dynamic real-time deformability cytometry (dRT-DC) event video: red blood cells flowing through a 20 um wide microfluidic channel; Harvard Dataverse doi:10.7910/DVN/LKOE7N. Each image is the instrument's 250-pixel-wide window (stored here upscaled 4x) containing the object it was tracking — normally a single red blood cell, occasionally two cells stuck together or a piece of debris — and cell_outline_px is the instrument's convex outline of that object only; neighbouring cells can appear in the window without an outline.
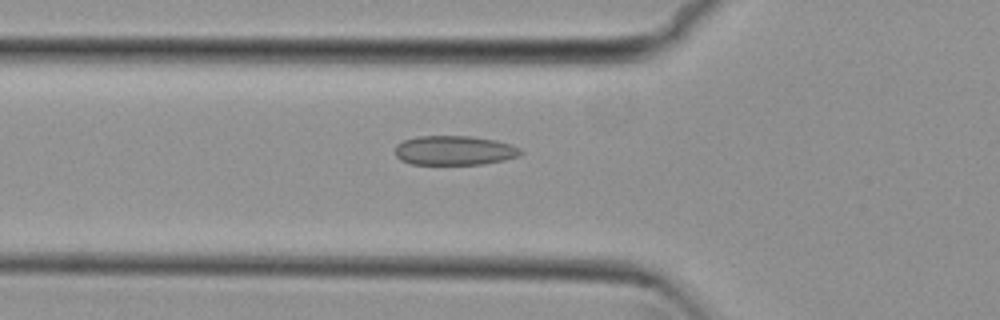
{"species": "common noctule bat (a hibernating species)", "species_latin": "Nyctalus noctula", "temperature_condition": "cold", "stored_images_in_passage": 47, "camera_frame_rate_fps": 3000, "um_per_image_px": 0.085, "animal": {"sex": "female", "body_mass_g": 29.2, "forearm_length_mm": 56.3}, "frame": {"image": 1, "passage_image": 12, "time_ms": 3.667, "image_size_px": [1000, 320], "cell_outline_px": [[524, 152], [520, 156], [504, 160], [480, 164], [412, 164], [400, 160], [396, 156], [396, 144], [404, 140], [420, 136], [472, 136], [496, 140], [520, 148]], "centroid_in_image_um": [38.63, 12.78], "position_along_channel_um": 87.2, "area_um2": 21.5}}
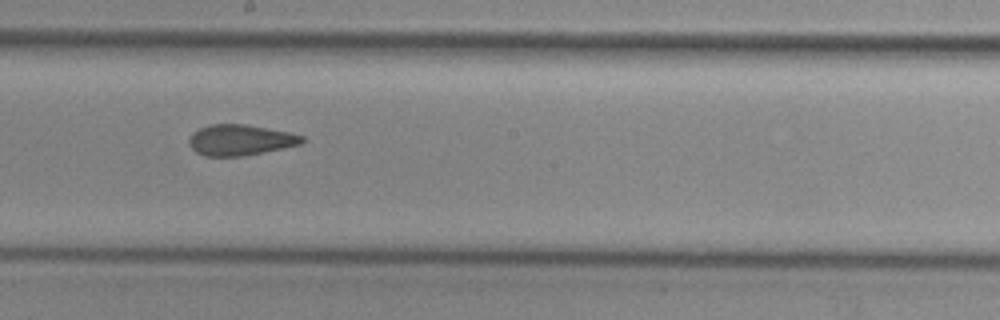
{"frame": {"image": 2, "passage_image": 23, "time_ms": 7.333, "image_size_px": [1000, 320], "cell_outline_px": [[304, 140], [300, 144], [244, 156], [204, 156], [196, 152], [188, 144], [188, 140], [200, 128], [208, 124], [244, 124], [288, 132], [304, 136]], "centroid_in_image_um": [20.4, 11.9], "position_along_channel_um": 227.8, "area_um2": 20.0}}
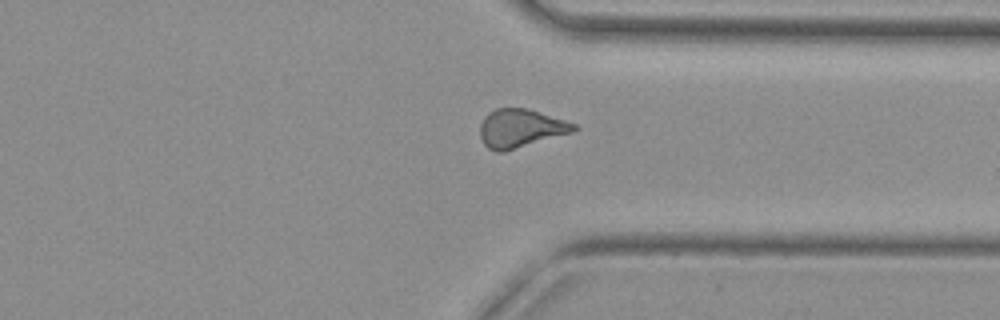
{"frame": {"image": 3, "passage_image": 34, "time_ms": 11.0, "image_size_px": [1000, 320], "cell_outline_px": [[580, 128], [572, 132], [504, 152], [496, 152], [488, 148], [484, 144], [480, 136], [480, 124], [484, 116], [488, 112], [496, 108], [524, 108], [564, 120], [576, 124]], "centroid_in_image_um": [44.21, 10.91], "position_along_channel_um": 367.2, "area_um2": 20.87}, "authors_computed_cell_mechanics": {"area_um2": 20.8658, "velocity_mm_per_s": 3.8207, "shape_relaxation_time_tau1_ms": null, "shape_relaxation_time_tau2_ms": 2.1751, "deformation_change_tau1": null, "deformation_change_tau2": 0.0896}}